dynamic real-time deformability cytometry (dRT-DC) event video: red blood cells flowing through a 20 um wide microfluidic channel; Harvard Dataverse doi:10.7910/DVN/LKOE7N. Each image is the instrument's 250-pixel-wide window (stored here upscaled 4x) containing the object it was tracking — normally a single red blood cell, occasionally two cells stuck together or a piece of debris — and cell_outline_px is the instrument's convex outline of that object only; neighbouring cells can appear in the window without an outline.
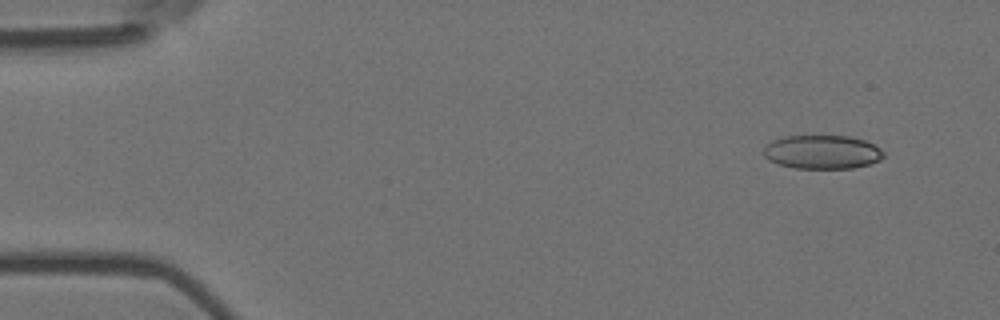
{"species": "Egyptian fruit bat (a non-hibernating species)", "species_latin": "Rousettus aegyptiacus", "temperature_condition": "room temperature", "stored_images_in_passage": 4, "camera_frame_rate_fps": 3000, "um_per_image_px": 0.085, "animal": {"sex": "female"}, "frame": {"image": 1, "passage_image": 1, "time_ms": 0.0, "image_size_px": [1000, 320], "cell_outline_px": [[884, 156], [880, 160], [868, 164], [852, 168], [796, 168], [780, 164], [768, 160], [764, 156], [764, 148], [772, 140], [784, 136], [848, 136], [864, 140], [880, 148], [884, 152]], "centroid_in_image_um": [69.89, 12.92], "position_along_channel_um": 15.1, "area_um2": 23.47}}